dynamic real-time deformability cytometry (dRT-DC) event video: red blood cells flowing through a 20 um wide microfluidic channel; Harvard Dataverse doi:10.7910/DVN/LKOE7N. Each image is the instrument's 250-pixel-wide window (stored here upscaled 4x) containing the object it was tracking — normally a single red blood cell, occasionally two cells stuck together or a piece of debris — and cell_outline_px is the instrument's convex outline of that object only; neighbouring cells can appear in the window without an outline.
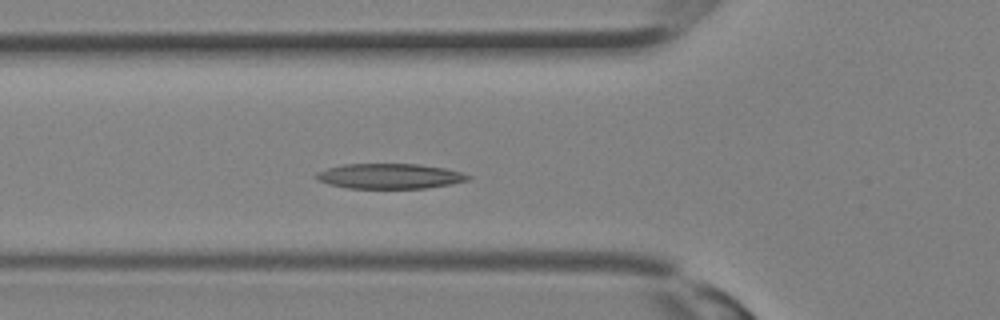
{"species": "Egyptian fruit bat (a non-hibernating species)", "species_latin": "Rousettus aegyptiacus", "temperature_condition": "room temperature", "stored_images_in_passage": 19, "camera_frame_rate_fps": 3000, "um_per_image_px": 0.085, "animal": {"sex": "female"}, "frame": {"image": 1, "passage_image": 9, "time_ms": 2.667, "image_size_px": [1000, 320], "cell_outline_px": [[472, 176], [468, 180], [448, 184], [424, 188], [348, 188], [328, 184], [316, 180], [312, 176], [316, 172], [328, 168], [344, 164], [420, 164], [444, 168], [460, 172]], "centroid_in_image_um": [33.05, 14.97], "position_along_channel_um": 92.8, "area_um2": 22.2}}
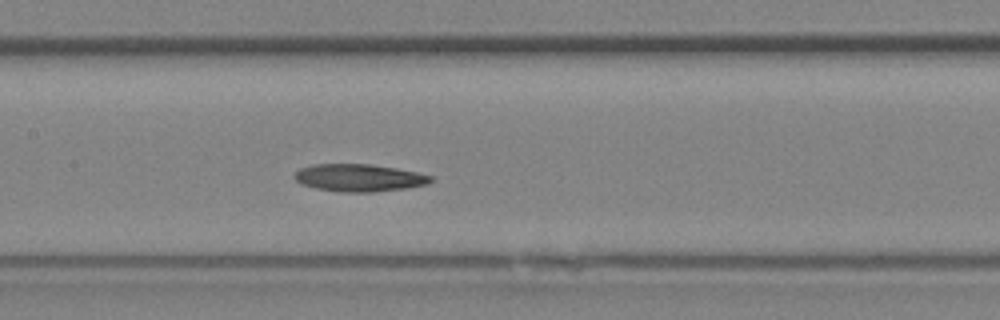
{"frame": {"image": 2, "passage_image": 13, "time_ms": 4.0, "image_size_px": [1000, 320], "cell_outline_px": [[436, 180], [428, 184], [408, 188], [372, 192], [336, 192], [316, 188], [300, 184], [292, 176], [300, 168], [312, 164], [372, 164], [396, 168], [416, 172], [432, 176]], "centroid_in_image_um": [30.53, 15.11], "position_along_channel_um": 176.9, "area_um2": 22.08}}
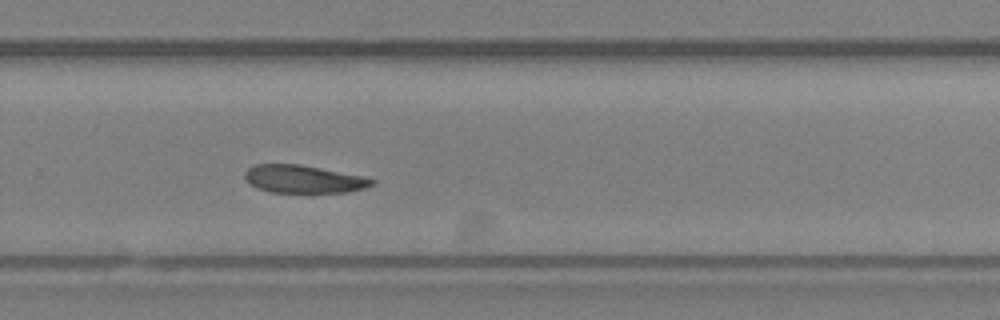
{"frame": {"image": 3, "passage_image": 19, "time_ms": 6.0, "image_size_px": [1000, 320], "cell_outline_px": [[376, 180], [372, 184], [364, 188], [348, 192], [272, 192], [256, 188], [244, 176], [244, 172], [252, 164], [300, 164], [364, 176]], "centroid_in_image_um": [25.79, 15.21], "position_along_channel_um": 304.0, "area_um2": 20.52}}